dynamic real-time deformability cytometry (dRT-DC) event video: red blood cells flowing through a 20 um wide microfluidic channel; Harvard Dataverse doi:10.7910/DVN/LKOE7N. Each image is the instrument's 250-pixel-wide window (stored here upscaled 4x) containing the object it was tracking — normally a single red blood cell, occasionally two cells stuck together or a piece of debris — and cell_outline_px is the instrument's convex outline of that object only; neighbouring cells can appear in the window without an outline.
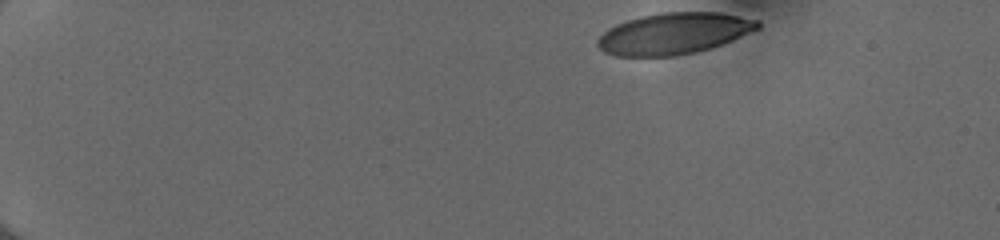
{"species": "human", "species_latin": "Homo sapiens", "temperature_condition": "cold", "stored_images_in_passage": 45, "camera_frame_rate_fps": 3000, "um_per_image_px": 0.085, "donor": {"sex": "female"}, "frame": {"image": 1, "passage_image": 1, "time_ms": 0.0, "image_size_px": [1000, 240], "cell_outline_px": [[760, 28], [732, 40], [696, 52], [676, 56], [616, 56], [604, 52], [596, 44], [596, 40], [608, 28], [616, 24], [628, 20], [644, 16], [664, 12], [720, 12], [760, 20]], "centroid_in_image_um": [57.28, 2.85], "position_along_channel_um": 27.7, "area_um2": 38.44}}
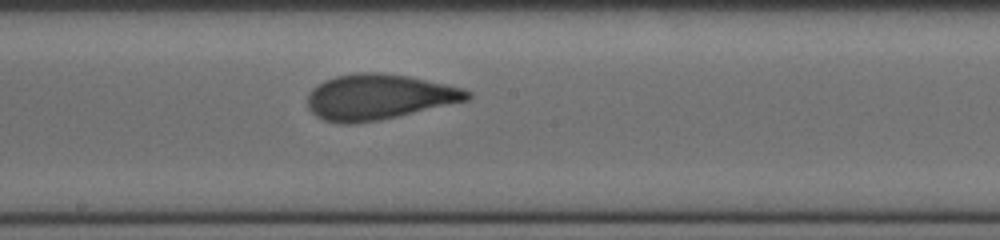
{"frame": {"image": 2, "passage_image": 24, "time_ms": 7.667, "image_size_px": [1000, 240], "cell_outline_px": [[472, 96], [468, 100], [380, 120], [348, 124], [340, 124], [324, 120], [316, 116], [308, 108], [308, 92], [312, 88], [324, 80], [336, 76], [356, 72], [380, 72], [408, 76], [464, 88], [472, 92]], "centroid_in_image_um": [32.18, 8.23], "position_along_channel_um": 216.0, "area_um2": 42.37}}
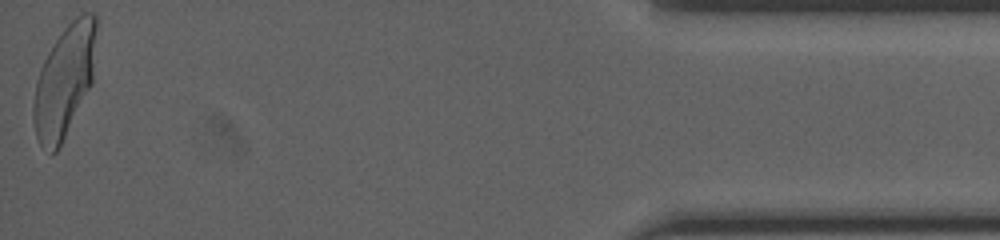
{"frame": {"image": 3, "passage_image": 45, "time_ms": 14.667, "image_size_px": [1000, 240], "cell_outline_px": [[96, 28], [92, 84], [56, 152], [52, 152], [40, 144], [36, 136], [32, 108], [36, 80], [40, 68], [48, 52], [64, 28], [76, 16], [84, 12], [96, 12]], "centroid_in_image_um": [5.47, 6.84], "position_along_channel_um": 429.7, "area_um2": 40.4}, "authors_computed_cell_mechanics": {"area_um2": 40.9224, "velocity_mm_per_s": 4.0202, "shape_relaxation_time_tau1_ms": 4.8803, "shape_relaxation_time_tau2_ms": 0.712, "deformation_change_tau1": 0.1781, "deformation_change_tau2": 0.0596}}